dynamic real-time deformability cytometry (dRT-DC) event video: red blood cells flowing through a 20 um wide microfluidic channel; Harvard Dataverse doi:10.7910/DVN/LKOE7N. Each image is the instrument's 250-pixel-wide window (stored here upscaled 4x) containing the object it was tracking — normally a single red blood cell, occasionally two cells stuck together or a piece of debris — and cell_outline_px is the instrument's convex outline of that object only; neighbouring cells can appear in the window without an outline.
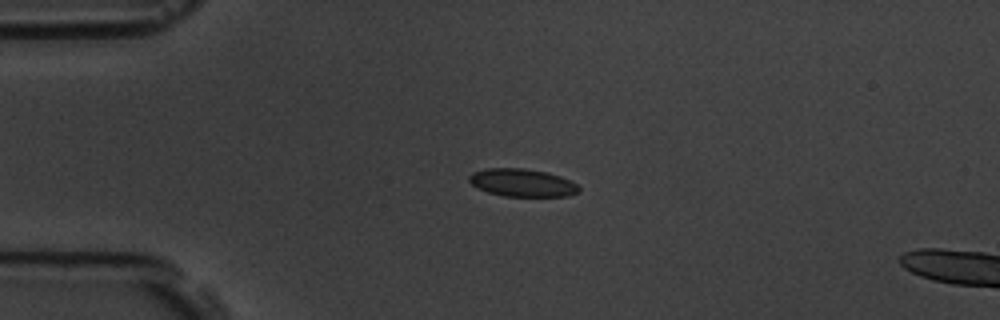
{"species": "common noctule bat (a hibernating species)", "species_latin": "Nyctalus noctula", "temperature_condition": "room temperature", "stored_images_in_passage": 5, "camera_frame_rate_fps": 3000, "um_per_image_px": 0.085, "animal": {"sex": "male", "body_mass_g": 19.5, "forearm_length_mm": 54.6}, "frame": {"image": 1, "passage_image": 3, "time_ms": 2.333, "image_size_px": [1000, 320], "cell_outline_px": [[580, 192], [568, 196], [504, 196], [488, 192], [476, 188], [468, 180], [468, 176], [472, 172], [488, 168], [524, 168], [548, 172], [560, 176], [576, 184], [580, 188]], "centroid_in_image_um": [44.37, 15.53], "position_along_channel_um": 40.6, "area_um2": 17.86}}